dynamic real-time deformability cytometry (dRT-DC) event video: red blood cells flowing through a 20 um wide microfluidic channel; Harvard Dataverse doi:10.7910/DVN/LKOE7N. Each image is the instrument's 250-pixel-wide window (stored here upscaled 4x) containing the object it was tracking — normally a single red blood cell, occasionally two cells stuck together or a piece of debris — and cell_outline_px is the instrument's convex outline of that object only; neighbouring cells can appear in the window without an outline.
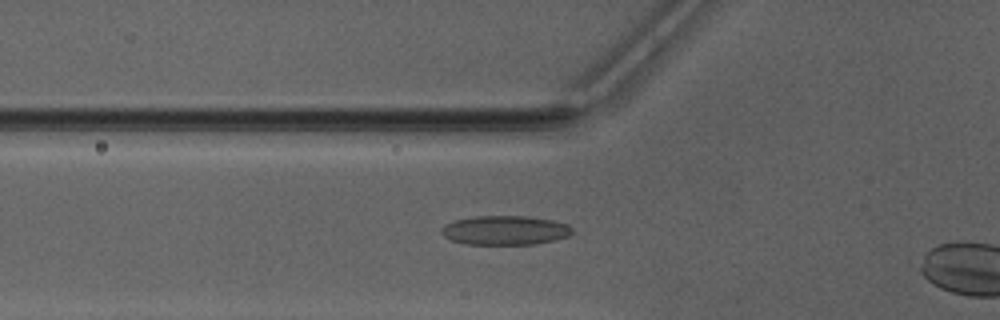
{"species": "Egyptian fruit bat (a non-hibernating species)", "species_latin": "Rousettus aegyptiacus", "temperature_condition": "warm", "stored_images_in_passage": 35, "camera_frame_rate_fps": 3000, "um_per_image_px": 0.085, "animal": {"sex": "male"}, "frame": {"image": 1, "passage_image": 9, "time_ms": 2.667, "image_size_px": [1000, 320], "cell_outline_px": [[572, 232], [568, 236], [556, 240], [536, 244], [464, 244], [452, 240], [444, 236], [440, 232], [444, 224], [456, 220], [476, 216], [528, 216], [552, 220], [568, 224], [572, 228]], "centroid_in_image_um": [42.94, 19.57], "position_along_channel_um": 82.9, "area_um2": 22.31}}
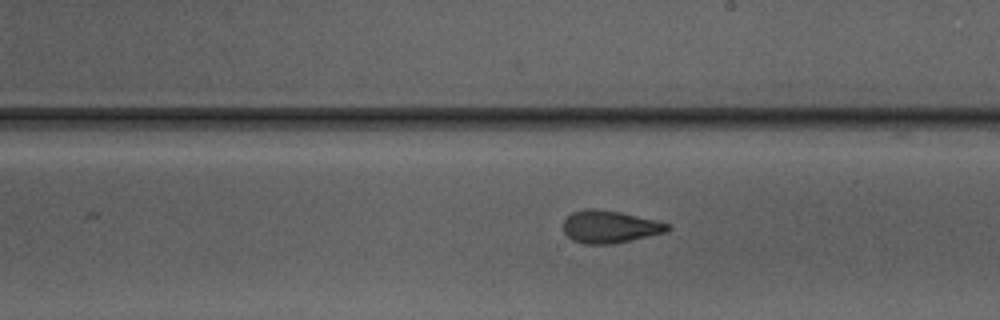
{"frame": {"image": 2, "passage_image": 20, "time_ms": 6.333, "image_size_px": [1000, 320], "cell_outline_px": [[672, 228], [668, 232], [612, 244], [584, 244], [572, 240], [564, 232], [564, 220], [572, 212], [584, 208], [596, 208], [620, 212], [672, 224]], "centroid_in_image_um": [51.85, 19.27], "position_along_channel_um": 237.1, "area_um2": 19.88}}
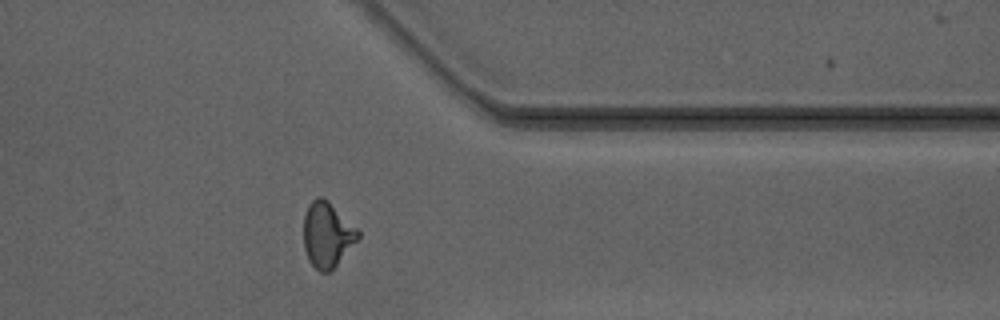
{"frame": {"image": 3, "passage_image": 31, "time_ms": 10.0, "image_size_px": [1000, 320], "cell_outline_px": [[360, 236], [336, 264], [328, 272], [320, 272], [308, 260], [304, 248], [304, 216], [308, 204], [316, 196], [320, 196], [328, 200], [360, 232]], "centroid_in_image_um": [27.78, 19.92], "position_along_channel_um": 383.6, "area_um2": 20.29}, "authors_computed_cell_mechanics": {"area_um2": 20.1722, "velocity_mm_per_s": 4.1869, "shape_relaxation_time_tau1_ms": 6.5026, "shape_relaxation_time_tau2_ms": 1.3018, "deformation_change_tau1": 0.2039, "deformation_change_tau2": 0.0919}}